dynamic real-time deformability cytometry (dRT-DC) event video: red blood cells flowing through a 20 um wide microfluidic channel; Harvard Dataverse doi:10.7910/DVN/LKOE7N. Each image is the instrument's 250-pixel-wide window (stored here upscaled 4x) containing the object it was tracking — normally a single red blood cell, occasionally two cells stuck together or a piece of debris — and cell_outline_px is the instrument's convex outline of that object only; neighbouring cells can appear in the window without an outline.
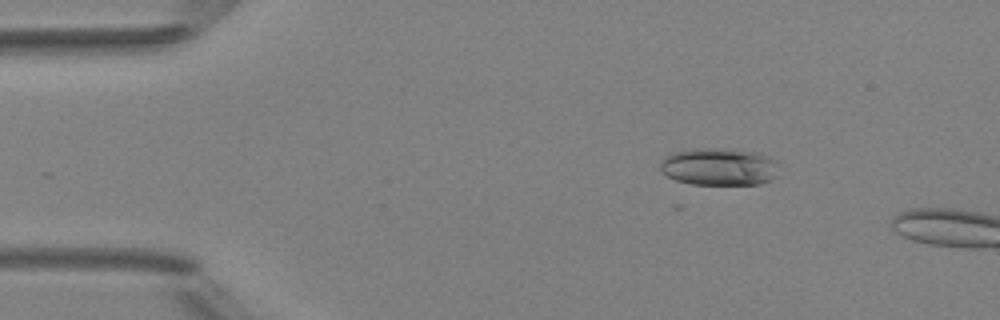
{"species": "Egyptian fruit bat (a non-hibernating species)", "species_latin": "Rousettus aegyptiacus", "temperature_condition": "room temperature", "stored_images_in_passage": 3, "camera_frame_rate_fps": 3000, "um_per_image_px": 0.085, "animal": {"sex": "female"}, "frame": {"image": 1, "passage_image": 2, "time_ms": 1.0, "image_size_px": [1000, 320], "cell_outline_px": [[776, 176], [772, 180], [760, 184], [692, 184], [676, 180], [668, 176], [660, 168], [660, 160], [664, 156], [672, 152], [692, 148], [708, 148], [752, 152], [768, 156], [776, 160]], "centroid_in_image_um": [61.08, 14.17], "position_along_channel_um": 23.9, "area_um2": 25.72}}